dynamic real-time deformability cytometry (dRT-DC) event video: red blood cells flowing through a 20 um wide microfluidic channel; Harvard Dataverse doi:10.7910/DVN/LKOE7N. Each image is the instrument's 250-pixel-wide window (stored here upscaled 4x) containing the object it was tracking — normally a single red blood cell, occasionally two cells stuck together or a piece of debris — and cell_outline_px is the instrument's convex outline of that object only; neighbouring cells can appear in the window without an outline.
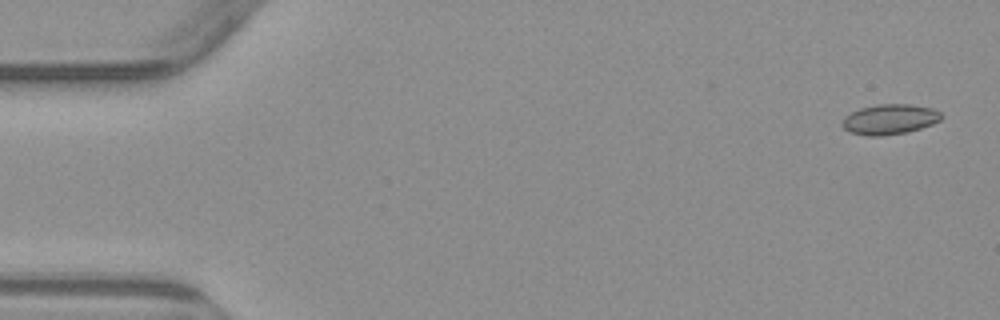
{"species": "common noctule bat (a hibernating species)", "species_latin": "Nyctalus noctula", "temperature_condition": "warm", "stored_images_in_passage": 4, "camera_frame_rate_fps": 3000, "um_per_image_px": 0.085, "animal": {"sex": "male", "body_mass_g": 23.1, "forearm_length_mm": 52.7}, "frame": {"image": 1, "passage_image": 1, "time_ms": 0.0, "image_size_px": [1000, 320], "cell_outline_px": [[944, 116], [940, 120], [932, 124], [908, 132], [884, 136], [868, 136], [848, 132], [840, 124], [844, 116], [860, 108], [880, 104], [912, 104], [932, 108], [940, 112]], "centroid_in_image_um": [75.61, 10.15], "position_along_channel_um": 9.4, "area_um2": 17.63}}
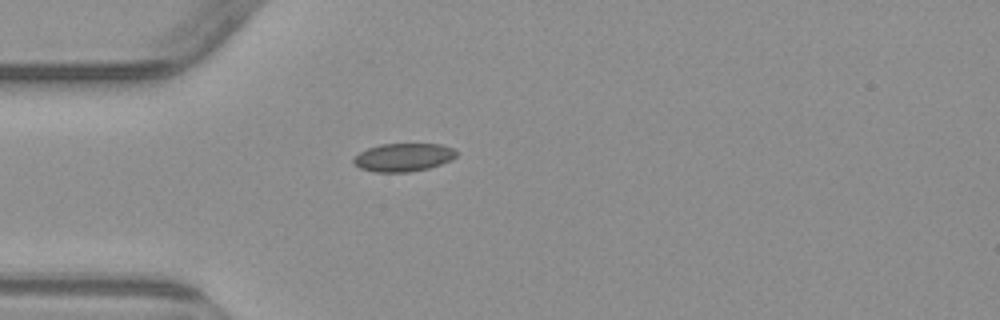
{"frame": {"image": 2, "passage_image": 4, "time_ms": 4.333, "image_size_px": [1000, 320], "cell_outline_px": [[460, 152], [452, 160], [428, 168], [408, 172], [372, 172], [360, 168], [352, 160], [360, 152], [368, 148], [380, 144], [440, 144], [452, 148]], "centroid_in_image_um": [34.31, 13.37], "position_along_channel_um": 50.7, "area_um2": 16.88}}